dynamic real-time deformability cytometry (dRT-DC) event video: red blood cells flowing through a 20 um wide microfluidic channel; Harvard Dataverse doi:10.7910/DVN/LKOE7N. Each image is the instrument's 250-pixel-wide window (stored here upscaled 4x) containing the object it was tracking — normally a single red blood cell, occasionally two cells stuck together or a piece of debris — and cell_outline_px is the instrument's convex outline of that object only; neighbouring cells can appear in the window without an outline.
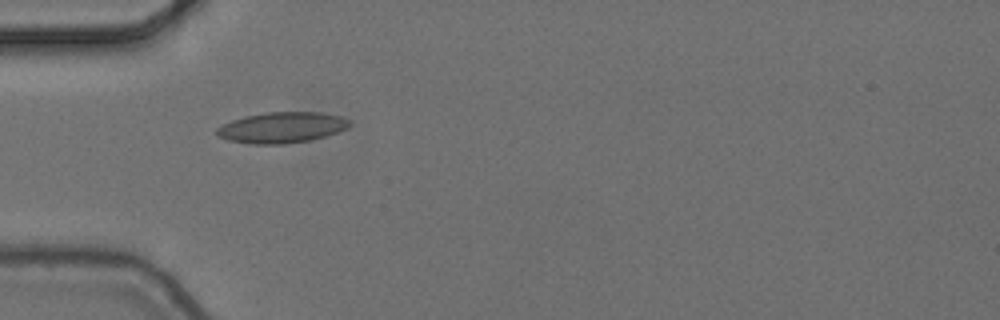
{"species": "common noctule bat (a hibernating species)", "species_latin": "Nyctalus noctula", "temperature_condition": "cold", "stored_images_in_passage": 9, "camera_frame_rate_fps": 3000, "um_per_image_px": 0.085, "animal": {"sex": "female", "body_mass_g": 24.6, "forearm_length_mm": 56.2}, "frame": {"image": 1, "passage_image": 1, "time_ms": 0.0, "image_size_px": [1000, 320], "cell_outline_px": [[352, 124], [348, 128], [324, 136], [308, 140], [284, 144], [248, 144], [228, 140], [220, 136], [216, 132], [216, 128], [232, 120], [244, 116], [268, 112], [320, 112], [340, 116], [352, 120]], "centroid_in_image_um": [23.97, 10.83], "position_along_channel_um": 61.0, "area_um2": 23.81}}
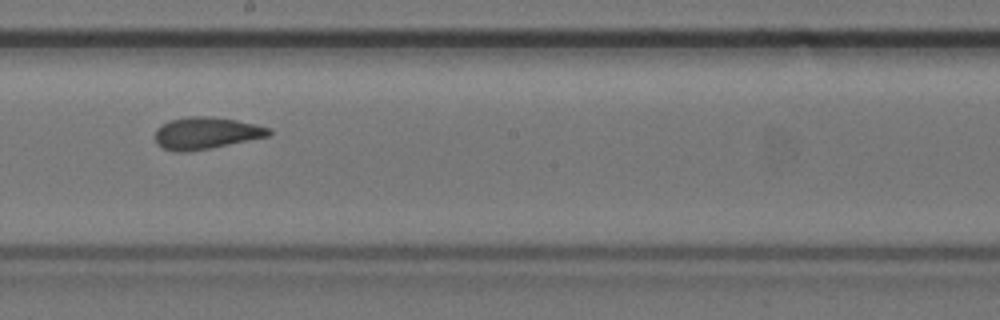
{"frame": {"image": 2, "passage_image": 5, "time_ms": 1.333, "image_size_px": [1000, 320], "cell_outline_px": [[272, 132], [268, 136], [188, 152], [176, 152], [164, 148], [156, 144], [156, 128], [172, 120], [188, 116], [208, 116], [236, 120], [256, 124], [272, 128]], "centroid_in_image_um": [17.52, 11.31], "position_along_channel_um": 230.7, "area_um2": 20.92}}
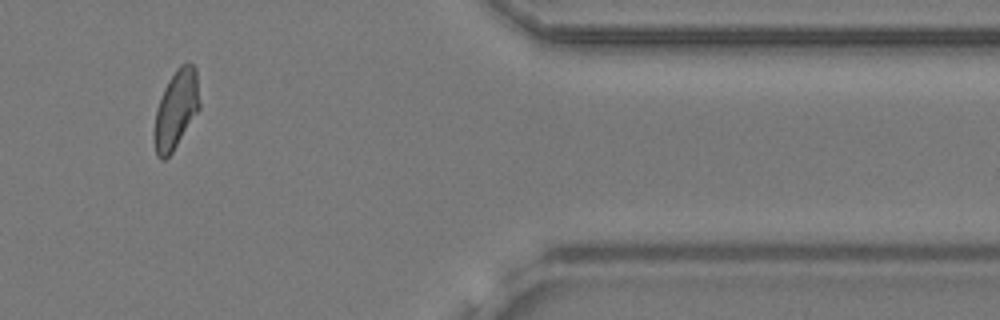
{"frame": {"image": 3, "passage_image": 9, "time_ms": 2.667, "image_size_px": [1000, 320], "cell_outline_px": [[200, 108], [172, 152], [164, 160], [160, 160], [156, 152], [152, 136], [156, 112], [164, 88], [168, 80], [176, 68], [180, 64], [192, 64], [196, 68], [200, 104]], "centroid_in_image_um": [14.95, 9.3], "position_along_channel_um": 396.4, "area_um2": 20.69}}